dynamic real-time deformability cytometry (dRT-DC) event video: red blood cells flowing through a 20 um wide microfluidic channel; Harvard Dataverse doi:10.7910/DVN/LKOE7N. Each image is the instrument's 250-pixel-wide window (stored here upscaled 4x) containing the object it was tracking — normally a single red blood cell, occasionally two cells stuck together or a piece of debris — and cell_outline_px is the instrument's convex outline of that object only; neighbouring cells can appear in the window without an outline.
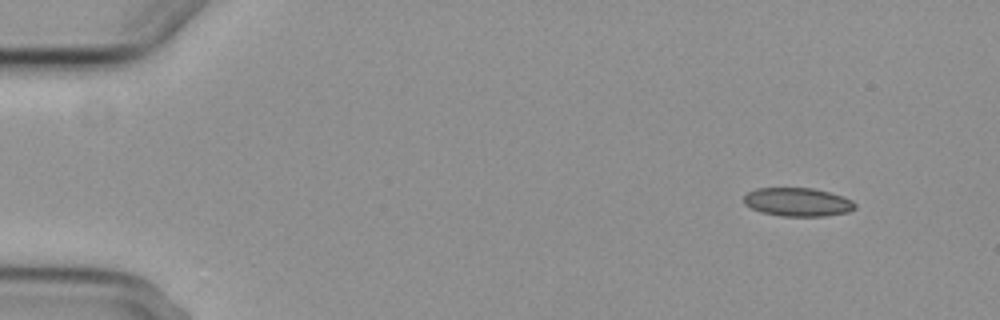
{"species": "common noctule bat (a hibernating species)", "species_latin": "Nyctalus noctula", "temperature_condition": "cold", "stored_images_in_passage": 5, "camera_frame_rate_fps": 3000, "um_per_image_px": 0.085, "animal": {"sex": "female", "body_mass_g": 29.2, "forearm_length_mm": 56.3}, "frame": {"image": 1, "passage_image": 1, "time_ms": 0.0, "image_size_px": [1000, 320], "cell_outline_px": [[856, 208], [848, 212], [824, 216], [780, 216], [760, 212], [744, 204], [744, 196], [748, 192], [756, 188], [812, 188], [828, 192], [852, 200], [856, 204]], "centroid_in_image_um": [67.78, 17.18], "position_along_channel_um": 17.2, "area_um2": 18.44}}
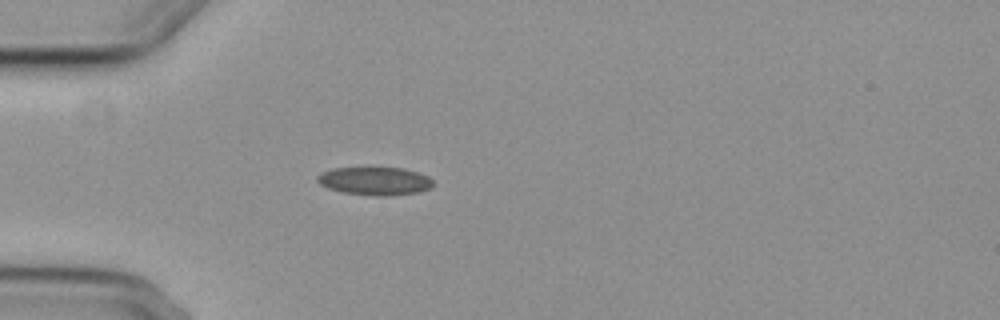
{"frame": {"image": 2, "passage_image": 4, "time_ms": 3.667, "image_size_px": [1000, 320], "cell_outline_px": [[432, 188], [420, 192], [388, 196], [376, 196], [344, 192], [328, 188], [320, 184], [316, 180], [316, 176], [320, 172], [332, 168], [404, 168], [428, 176], [432, 180]], "centroid_in_image_um": [31.85, 15.39], "position_along_channel_um": 53.1, "area_um2": 19.02}}